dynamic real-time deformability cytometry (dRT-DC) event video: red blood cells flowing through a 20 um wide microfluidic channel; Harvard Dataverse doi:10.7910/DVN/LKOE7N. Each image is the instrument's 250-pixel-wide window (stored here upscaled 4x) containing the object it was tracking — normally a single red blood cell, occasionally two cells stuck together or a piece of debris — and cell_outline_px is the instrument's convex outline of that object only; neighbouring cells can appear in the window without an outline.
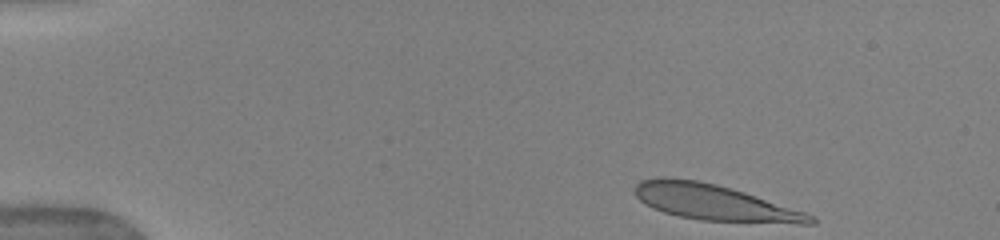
{"species": "human", "species_latin": "Homo sapiens", "temperature_condition": "warm", "stored_images_in_passage": 39, "camera_frame_rate_fps": 3000, "um_per_image_px": 0.085, "donor": {"sex": "female"}, "frame": {"image": 1, "passage_image": 1, "time_ms": 0.0, "image_size_px": [1000, 240], "cell_outline_px": [[816, 224], [796, 224], [700, 220], [680, 216], [664, 212], [652, 208], [640, 200], [632, 192], [636, 184], [640, 180], [660, 176], [664, 176], [696, 180], [716, 184], [744, 192], [804, 212], [812, 216], [816, 220]], "centroid_in_image_um": [60.66, 17.2], "position_along_channel_um": 24.3, "area_um2": 36.59}}
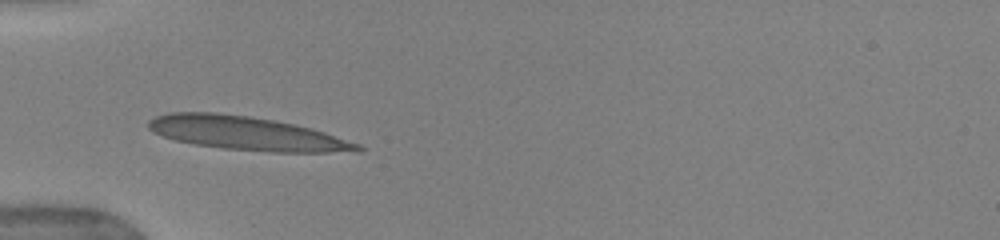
{"frame": {"image": 2, "passage_image": 11, "time_ms": 3.333, "image_size_px": [1000, 240], "cell_outline_px": [[364, 148], [360, 152], [272, 152], [224, 148], [196, 144], [176, 140], [152, 132], [148, 128], [148, 120], [156, 116], [168, 112], [216, 112], [248, 116], [272, 120], [312, 128], [360, 144]], "centroid_in_image_um": [20.97, 11.33], "position_along_channel_um": 64.0, "area_um2": 40.81}}
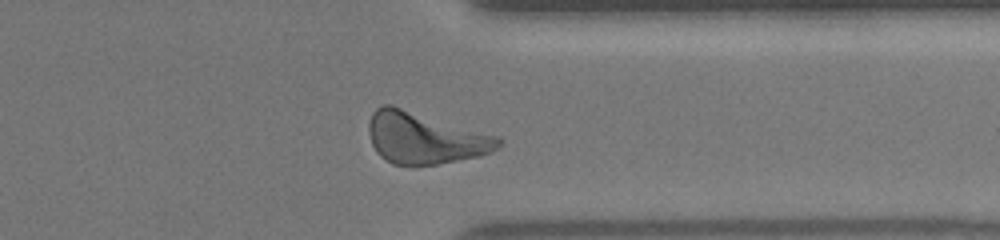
{"frame": {"image": 3, "passage_image": 35, "time_ms": 11.333, "image_size_px": [1000, 240], "cell_outline_px": [[504, 144], [492, 152], [480, 156], [416, 168], [392, 164], [380, 156], [376, 152], [372, 144], [368, 132], [368, 124], [372, 112], [376, 108], [384, 104], [392, 104], [500, 136], [504, 140]], "centroid_in_image_um": [36.13, 11.74], "position_along_channel_um": 375.3, "area_um2": 40.11}, "authors_computed_cell_mechanics": {"area_um2": 36.9342, "velocity_mm_per_s": 3.9424, "shape_relaxation_time_tau1_ms": 5.0566, "shape_relaxation_time_tau2_ms": 0.6142, "deformation_change_tau1": 0.2095, "deformation_change_tau2": 0.0884}}